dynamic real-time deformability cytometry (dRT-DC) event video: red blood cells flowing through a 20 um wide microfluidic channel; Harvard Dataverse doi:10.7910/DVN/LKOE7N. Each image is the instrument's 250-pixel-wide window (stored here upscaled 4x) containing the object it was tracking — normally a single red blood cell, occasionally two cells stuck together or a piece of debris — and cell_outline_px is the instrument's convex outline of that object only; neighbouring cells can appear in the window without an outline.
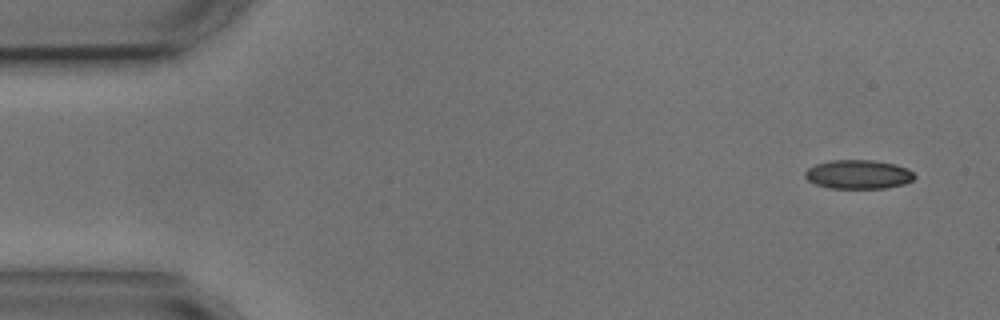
{"species": "common noctule bat (a hibernating species)", "species_latin": "Nyctalus noctula", "temperature_condition": "cold", "stored_images_in_passage": 5, "camera_frame_rate_fps": 3000, "um_per_image_px": 0.085, "animal": {"sex": "male", "body_mass_g": 17.9, "forearm_length_mm": 54.2}, "frame": {"image": 1, "passage_image": 1, "time_ms": 0.0, "image_size_px": [1000, 320], "cell_outline_px": [[916, 176], [912, 180], [904, 184], [888, 188], [828, 188], [816, 184], [808, 180], [804, 176], [804, 172], [808, 168], [816, 164], [832, 160], [872, 160], [896, 164], [908, 168]], "centroid_in_image_um": [72.97, 14.82], "position_along_channel_um": 12.0, "area_um2": 18.55}}
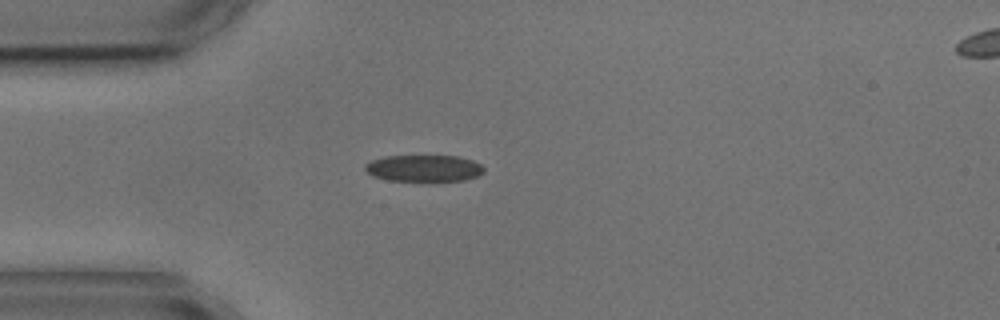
{"frame": {"image": 2, "passage_image": 4, "time_ms": 3.667, "image_size_px": [1000, 320], "cell_outline_px": [[484, 172], [476, 176], [464, 180], [388, 180], [372, 176], [364, 168], [364, 164], [372, 160], [384, 156], [460, 156], [472, 160], [480, 164], [484, 168]], "centroid_in_image_um": [36.01, 14.28], "position_along_channel_um": 49.0, "area_um2": 18.26}}